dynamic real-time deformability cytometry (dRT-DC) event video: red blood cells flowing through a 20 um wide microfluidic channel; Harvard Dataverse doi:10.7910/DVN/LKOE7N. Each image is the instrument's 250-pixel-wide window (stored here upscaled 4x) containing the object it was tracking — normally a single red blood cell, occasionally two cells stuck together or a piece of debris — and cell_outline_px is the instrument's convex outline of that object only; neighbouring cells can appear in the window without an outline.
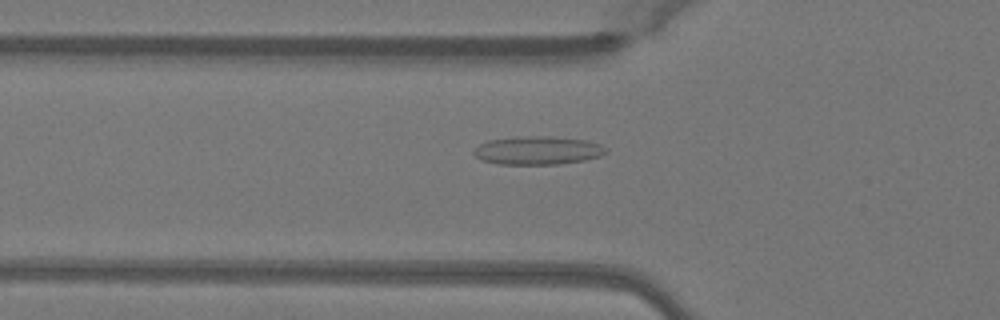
{"species": "Egyptian fruit bat (a non-hibernating species)", "species_latin": "Rousettus aegyptiacus", "temperature_condition": "warm", "stored_images_in_passage": 50, "camera_frame_rate_fps": 3000, "um_per_image_px": 0.085, "animal": {"sex": "female"}, "frame": {"image": 1, "passage_image": 17, "time_ms": 5.333, "image_size_px": [1000, 320], "cell_outline_px": [[608, 152], [600, 156], [584, 160], [560, 164], [496, 164], [480, 160], [472, 152], [480, 144], [488, 140], [524, 136], [552, 136], [588, 140], [600, 144], [608, 148]], "centroid_in_image_um": [45.73, 12.78], "position_along_channel_um": 80.1, "area_um2": 22.02}}
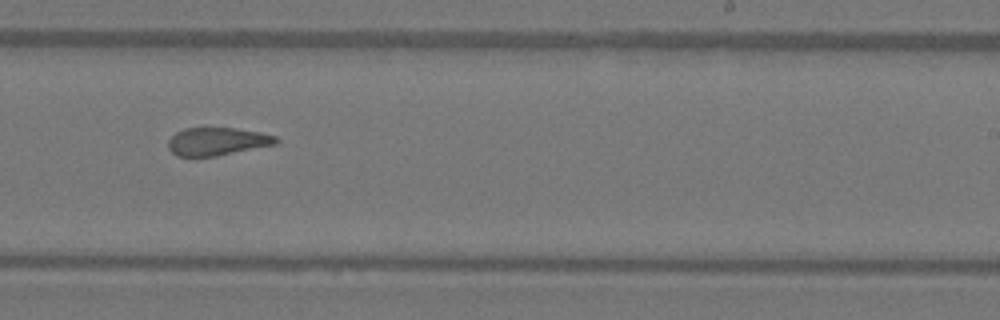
{"frame": {"image": 2, "passage_image": 31, "time_ms": 10.0, "image_size_px": [1000, 320], "cell_outline_px": [[280, 140], [276, 144], [216, 156], [176, 156], [168, 148], [168, 140], [176, 132], [184, 128], [236, 128], [260, 132], [276, 136]], "centroid_in_image_um": [18.46, 12.02], "position_along_channel_um": 270.5, "area_um2": 17.51}}
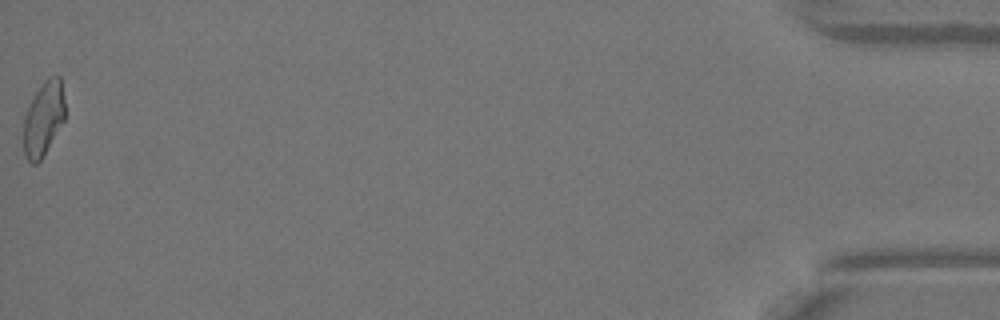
{"frame": {"image": 3, "passage_image": 50, "time_ms": 16.333, "image_size_px": [1000, 320], "cell_outline_px": [[64, 120], [40, 160], [36, 164], [32, 164], [28, 160], [24, 152], [24, 116], [36, 92], [44, 80], [48, 76], [60, 76], [64, 96]], "centroid_in_image_um": [3.7, 10.06], "position_along_channel_um": 431.5, "area_um2": 17.57}, "authors_computed_cell_mechanics": {"area_um2": 18.8139, "velocity_mm_per_s": 4.0715, "shape_relaxation_time_tau1_ms": null, "shape_relaxation_time_tau2_ms": 2.4753, "deformation_change_tau1": null, "deformation_change_tau2": 0.1078}}